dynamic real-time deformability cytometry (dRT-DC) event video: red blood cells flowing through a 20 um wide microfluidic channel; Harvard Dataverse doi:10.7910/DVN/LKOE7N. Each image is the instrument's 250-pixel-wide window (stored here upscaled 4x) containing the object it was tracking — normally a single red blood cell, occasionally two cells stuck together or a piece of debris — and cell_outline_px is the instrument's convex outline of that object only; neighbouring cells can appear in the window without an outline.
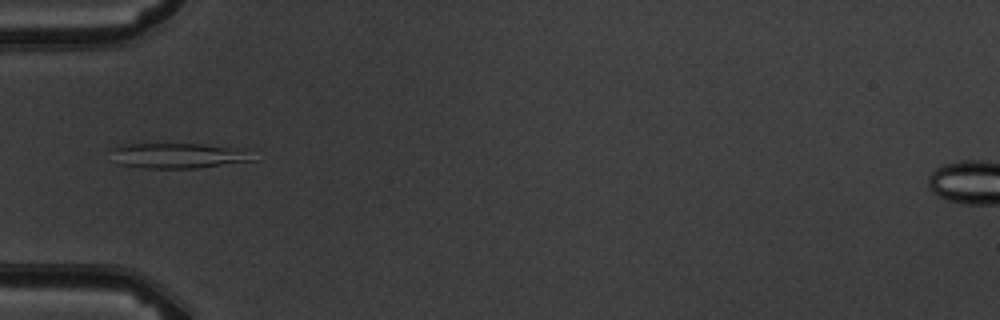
{"species": "common noctule bat (a hibernating species)", "species_latin": "Nyctalus noctula", "temperature_condition": "warm", "stored_images_in_passage": 5, "camera_frame_rate_fps": 3000, "um_per_image_px": 0.085, "animal": {"sex": "male", "body_mass_g": 19.5, "forearm_length_mm": 54.6}, "frame": {"image": 1, "passage_image": 4, "time_ms": 3.667, "image_size_px": [1000, 320], "cell_outline_px": [[256, 160], [196, 168], [144, 168], [120, 164], [108, 148], [116, 144], [200, 144], [252, 148]], "centroid_in_image_um": [15.25, 13.2], "position_along_channel_um": 69.7, "area_um2": 21.39}}
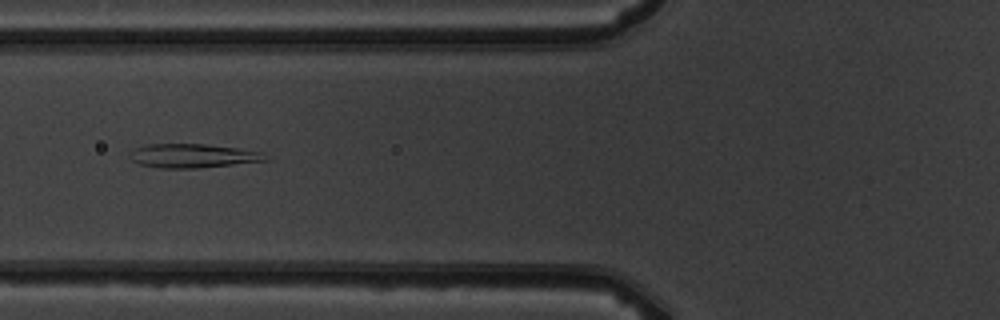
{"frame": {"image": 2, "passage_image": 5, "time_ms": 4.667, "image_size_px": [1000, 320], "cell_outline_px": [[272, 160], [196, 168], [156, 168], [140, 164], [132, 160], [128, 156], [128, 152], [136, 148], [148, 144], [204, 144], [236, 148], [264, 152]], "centroid_in_image_um": [16.4, 13.24], "position_along_channel_um": 109.4, "area_um2": 19.02}}